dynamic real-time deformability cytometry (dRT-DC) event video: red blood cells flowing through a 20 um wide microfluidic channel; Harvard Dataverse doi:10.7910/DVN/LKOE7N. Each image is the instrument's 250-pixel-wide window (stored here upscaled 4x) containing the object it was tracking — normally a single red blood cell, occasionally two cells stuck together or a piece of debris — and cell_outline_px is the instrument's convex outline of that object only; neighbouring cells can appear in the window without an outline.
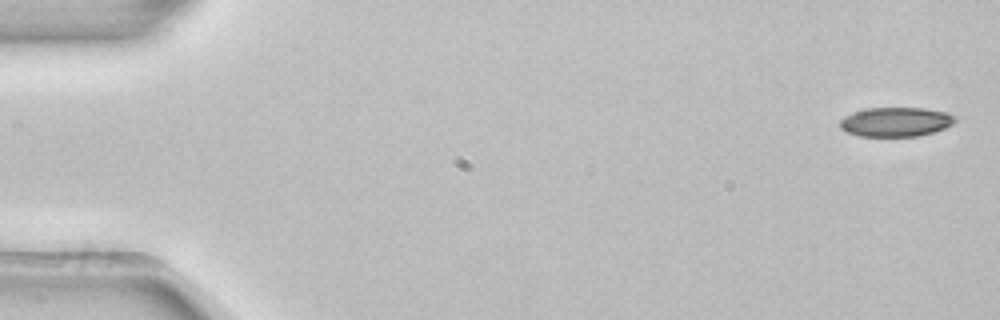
{"species": "common noctule bat (a hibernating species)", "species_latin": "Nyctalus noctula", "temperature_condition": "room temperature", "stored_images_in_passage": 3, "camera_frame_rate_fps": 3000, "um_per_image_px": 0.085, "animal": {"sex": "female", "body_mass_g": 22.7, "forearm_length_mm": 54.2}, "frame": {"image": 1, "passage_image": 1, "time_ms": 0.0, "image_size_px": [1000, 320], "cell_outline_px": [[956, 120], [952, 124], [944, 128], [932, 132], [916, 136], [860, 136], [844, 132], [840, 128], [840, 120], [844, 116], [852, 112], [868, 108], [924, 108], [944, 112], [952, 116]], "centroid_in_image_um": [76.07, 10.36], "position_along_channel_um": 8.9, "area_um2": 19.54}}
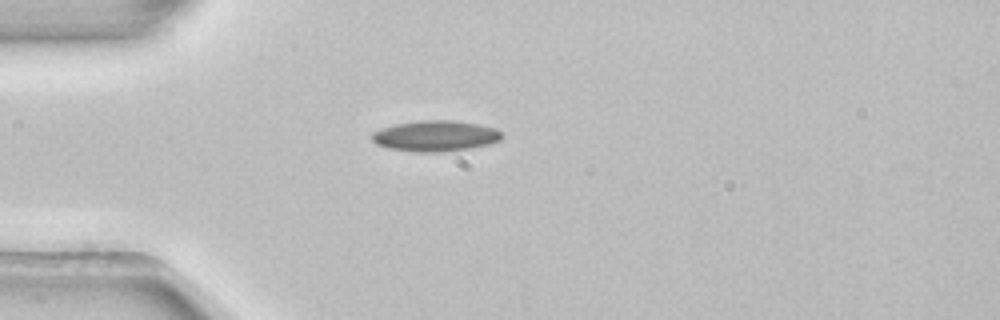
{"frame": {"image": 2, "passage_image": 3, "time_ms": 0.667, "image_size_px": [1000, 320], "cell_outline_px": [[504, 136], [500, 140], [488, 144], [468, 148], [436, 152], [416, 152], [388, 148], [376, 144], [372, 140], [372, 132], [396, 124], [420, 120], [452, 120], [480, 124], [496, 128]], "centroid_in_image_um": [37.02, 11.55], "position_along_channel_um": 48.0, "area_um2": 23.18}}